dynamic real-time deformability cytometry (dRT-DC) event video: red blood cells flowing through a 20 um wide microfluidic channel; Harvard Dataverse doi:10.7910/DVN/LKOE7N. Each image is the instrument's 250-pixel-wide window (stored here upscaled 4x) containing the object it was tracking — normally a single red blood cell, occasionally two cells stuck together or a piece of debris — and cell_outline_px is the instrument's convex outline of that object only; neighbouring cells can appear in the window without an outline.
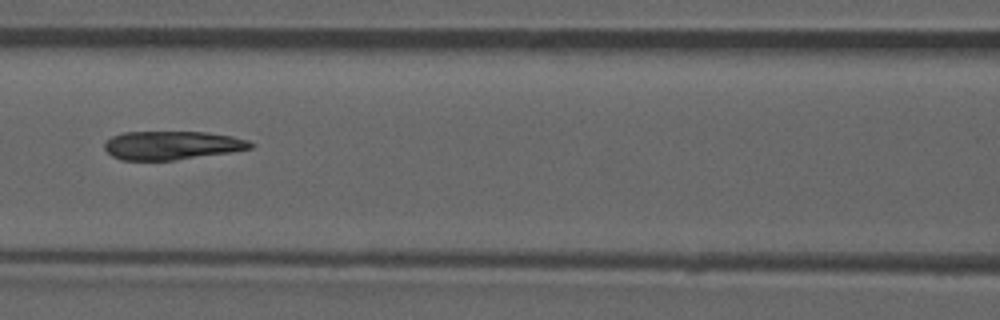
{"species": "common noctule bat (a hibernating species)", "species_latin": "Nyctalus noctula", "temperature_condition": "room temperature", "stored_images_in_passage": 42, "camera_frame_rate_fps": 3000, "um_per_image_px": 0.085, "animal": {"sex": "male", "forearm_length_mm": 52.5}, "frame": {"image": 1, "passage_image": 13, "time_ms": 4.0, "image_size_px": [1000, 320], "cell_outline_px": [[252, 148], [232, 152], [172, 160], [120, 160], [112, 156], [104, 148], [104, 144], [112, 136], [124, 132], [208, 132], [232, 136], [248, 140], [252, 144]], "centroid_in_image_um": [14.61, 12.35], "position_along_channel_um": 152.0, "area_um2": 24.22}, "authors_computed_cell_mechanics": {"area_um2": 25.143, "velocity_mm_per_s": 3.8689, "shape_relaxation_time_tau1_ms": null, "shape_relaxation_time_tau2_ms": 3.3433, "deformation_change_tau1": null, "deformation_change_tau2": 0.0825}}